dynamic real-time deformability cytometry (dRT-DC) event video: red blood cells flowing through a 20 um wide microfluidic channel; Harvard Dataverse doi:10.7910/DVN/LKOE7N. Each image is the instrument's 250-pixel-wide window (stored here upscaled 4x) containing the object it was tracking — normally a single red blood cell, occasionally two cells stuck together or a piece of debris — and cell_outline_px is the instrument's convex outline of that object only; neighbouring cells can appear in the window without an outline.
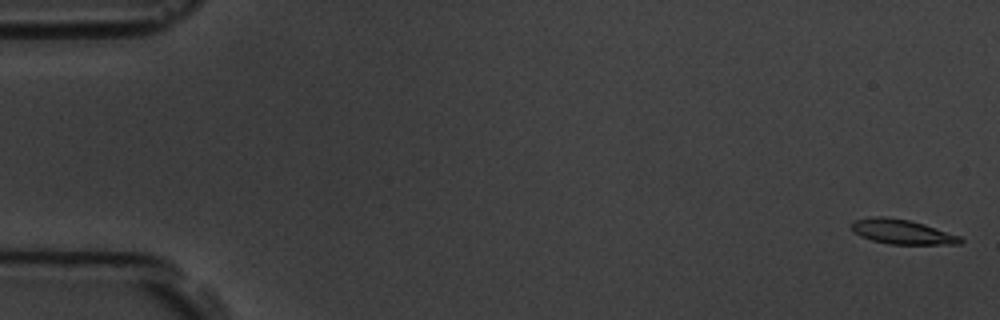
{"species": "common noctule bat (a hibernating species)", "species_latin": "Nyctalus noctula", "temperature_condition": "room temperature", "stored_images_in_passage": 9, "camera_frame_rate_fps": 3000, "um_per_image_px": 0.085, "animal": {"sex": "male", "body_mass_g": 19.5, "forearm_length_mm": 54.6}, "frame": {"image": 1, "passage_image": 1, "time_ms": 0.0, "image_size_px": [1000, 320], "cell_outline_px": [[964, 240], [960, 244], [888, 244], [872, 240], [860, 236], [852, 228], [852, 220], [872, 216], [884, 216], [908, 220], [924, 224], [960, 236]], "centroid_in_image_um": [76.67, 19.7], "position_along_channel_um": 8.3, "area_um2": 15.55}}
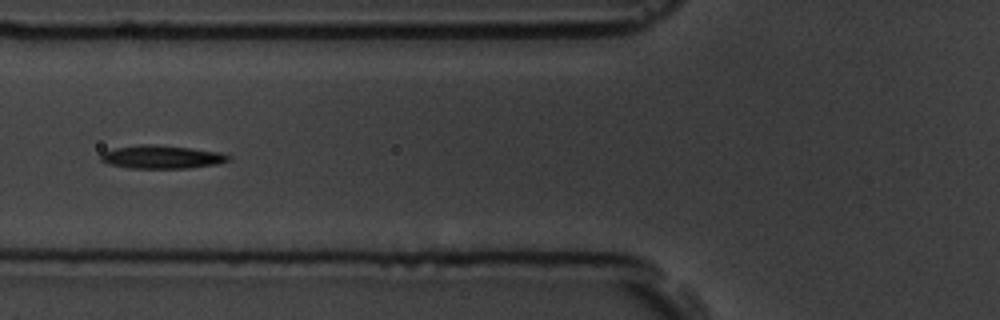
{"frame": {"image": 2, "passage_image": 6, "time_ms": 6.667, "image_size_px": [1000, 320], "cell_outline_px": [[232, 156], [228, 160], [216, 164], [188, 168], [128, 168], [108, 164], [100, 160], [100, 152], [116, 148], [140, 144], [156, 144], [192, 148], [220, 152]], "centroid_in_image_um": [13.71, 13.33], "position_along_channel_um": 112.1, "area_um2": 17.4}}
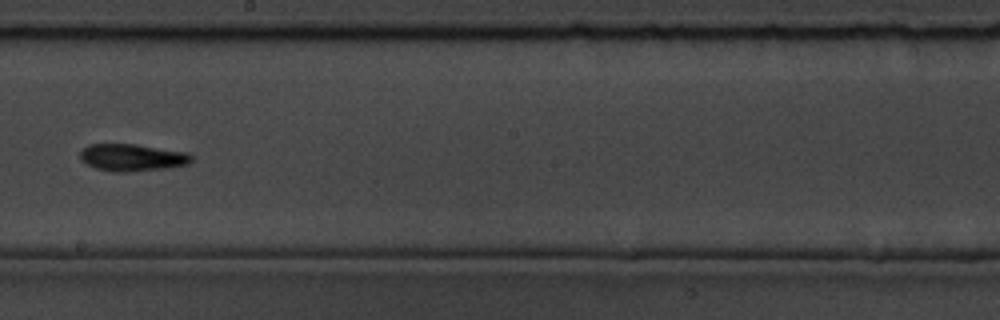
{"frame": {"image": 3, "passage_image": 9, "time_ms": 10.0, "image_size_px": [1000, 320], "cell_outline_px": [[192, 160], [188, 164], [164, 168], [124, 172], [116, 172], [96, 168], [80, 160], [80, 152], [88, 144], [136, 144], [188, 152], [192, 156]], "centroid_in_image_um": [11.23, 13.37], "position_along_channel_um": 237.0, "area_um2": 17.51}}